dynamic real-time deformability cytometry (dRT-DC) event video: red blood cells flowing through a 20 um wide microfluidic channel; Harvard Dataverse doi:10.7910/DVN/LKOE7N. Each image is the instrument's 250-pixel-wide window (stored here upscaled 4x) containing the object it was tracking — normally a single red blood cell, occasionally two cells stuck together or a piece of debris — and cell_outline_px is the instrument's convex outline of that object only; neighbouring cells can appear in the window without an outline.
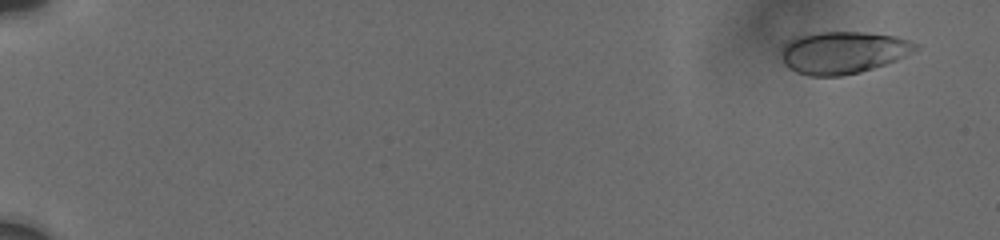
{"species": "human", "species_latin": "Homo sapiens", "temperature_condition": "cold", "stored_images_in_passage": 73, "camera_frame_rate_fps": 3000, "um_per_image_px": 0.085, "donor": {"sex": "male"}, "frame": {"image": 1, "passage_image": 4, "time_ms": 1.0, "image_size_px": [1000, 240], "cell_outline_px": [[920, 48], [896, 60], [860, 72], [840, 76], [808, 76], [796, 72], [784, 64], [784, 44], [792, 40], [816, 32], [864, 32], [896, 36], [920, 44]], "centroid_in_image_um": [71.73, 4.46], "position_along_channel_um": 13.3, "area_um2": 32.54}}
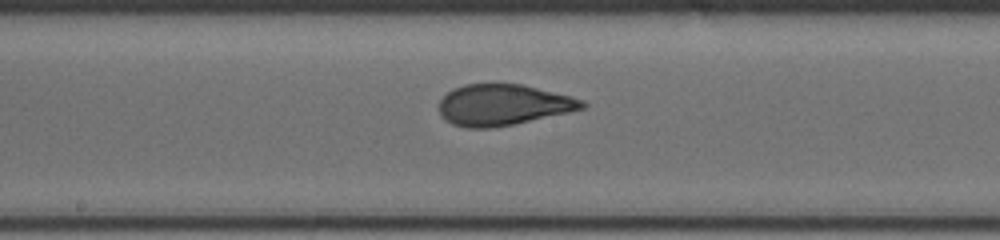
{"frame": {"image": 2, "passage_image": 44, "time_ms": 11.0, "image_size_px": [1000, 240], "cell_outline_px": [[588, 104], [584, 108], [568, 112], [512, 124], [492, 128], [468, 128], [452, 124], [444, 120], [440, 116], [440, 100], [452, 88], [464, 84], [520, 84], [572, 96], [584, 100]], "centroid_in_image_um": [42.74, 8.91], "position_along_channel_um": 205.5, "area_um2": 34.1}}
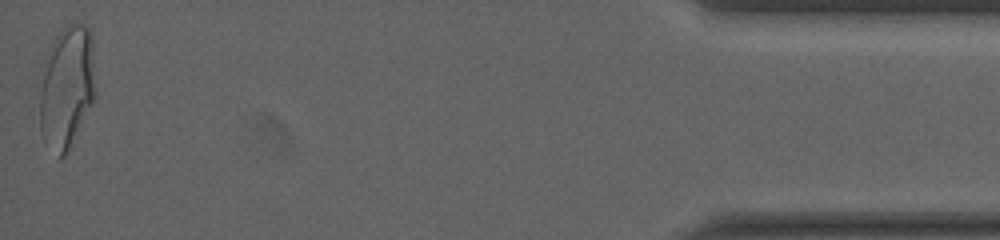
{"frame": {"image": 3, "passage_image": 73, "time_ms": 19.0, "image_size_px": [1000, 240], "cell_outline_px": [[96, 96], [64, 156], [60, 156], [44, 140], [40, 132], [40, 96], [48, 48], [52, 40], [68, 24], [84, 24], [88, 28], [92, 36], [96, 88]], "centroid_in_image_um": [5.71, 7.34], "position_along_channel_um": 429.5, "area_um2": 39.3}, "authors_computed_cell_mechanics": {"area_um2": 33.9864, "velocity_mm_per_s": 3.7486, "shape_relaxation_time_tau1_ms": 5.1755, "shape_relaxation_time_tau2_ms": 0.6711, "deformation_change_tau1": 0.1698, "deformation_change_tau2": 0.0576}}